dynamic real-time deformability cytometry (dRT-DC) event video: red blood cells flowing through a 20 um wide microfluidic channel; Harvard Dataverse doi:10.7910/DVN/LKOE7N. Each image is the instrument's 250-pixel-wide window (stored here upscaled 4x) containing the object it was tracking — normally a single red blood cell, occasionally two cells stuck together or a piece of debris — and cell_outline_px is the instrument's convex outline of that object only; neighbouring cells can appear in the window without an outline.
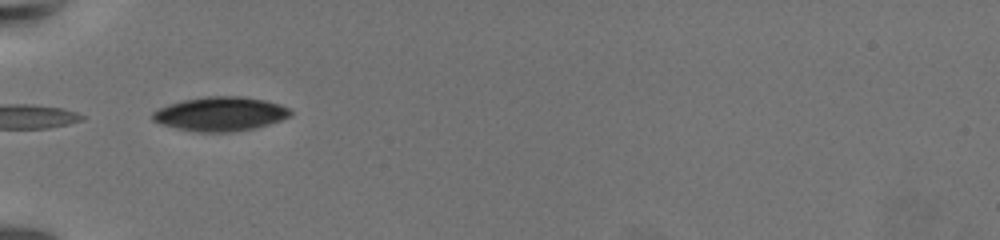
{"species": "common noctule bat (a hibernating species)", "species_latin": "Nyctalus noctula", "temperature_condition": "warm", "stored_images_in_passage": 12, "camera_frame_rate_fps": 3000, "um_per_image_px": 0.085, "animal": {"sex": "female", "body_mass_g": 19.5, "forearm_length_mm": 54.1}, "frame": {"image": 1, "passage_image": 1, "time_ms": 0.0, "image_size_px": [1000, 240], "cell_outline_px": [[292, 112], [288, 116], [280, 120], [268, 124], [252, 128], [232, 132], [196, 132], [176, 128], [152, 120], [152, 112], [160, 108], [184, 100], [204, 96], [240, 96], [264, 100], [288, 108]], "centroid_in_image_um": [18.7, 9.68], "position_along_channel_um": 66.3, "area_um2": 26.93}}